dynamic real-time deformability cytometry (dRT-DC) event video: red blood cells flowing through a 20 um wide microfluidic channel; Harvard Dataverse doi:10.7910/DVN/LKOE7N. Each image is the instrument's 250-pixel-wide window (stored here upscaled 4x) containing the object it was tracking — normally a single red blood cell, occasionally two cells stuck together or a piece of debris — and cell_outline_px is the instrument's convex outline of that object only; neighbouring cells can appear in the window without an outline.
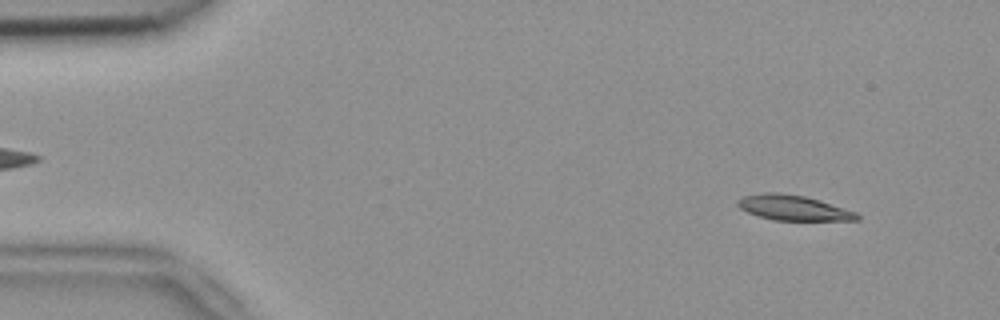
{"species": "common noctule bat (a hibernating species)", "species_latin": "Nyctalus noctula", "temperature_condition": "room temperature", "stored_images_in_passage": 52, "camera_frame_rate_fps": 3000, "um_per_image_px": 0.085, "animal": {"sex": "female", "body_mass_g": 18.4}, "frame": {"image": 1, "passage_image": 4, "time_ms": 1.0, "image_size_px": [1000, 320], "cell_outline_px": [[860, 220], [772, 220], [748, 212], [740, 208], [736, 204], [736, 200], [744, 196], [764, 192], [780, 192], [804, 196], [820, 200], [856, 212], [860, 216]], "centroid_in_image_um": [67.42, 17.65], "position_along_channel_um": 17.6, "area_um2": 17.46}}
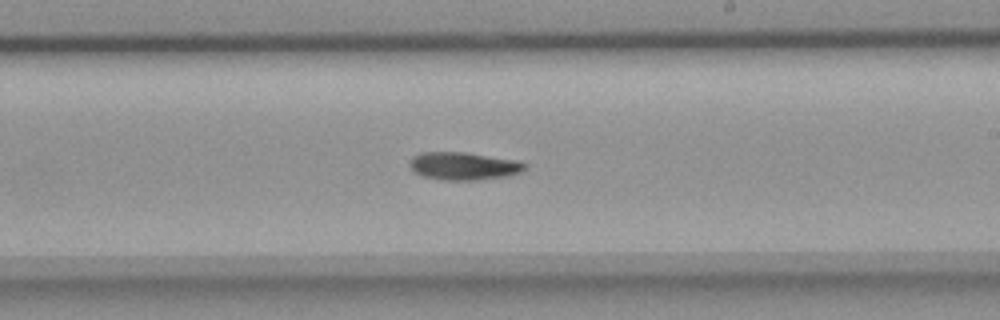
{"frame": {"image": 2, "passage_image": 30, "time_ms": 9.667, "image_size_px": [1000, 320], "cell_outline_px": [[528, 168], [520, 172], [508, 176], [476, 180], [444, 180], [424, 176], [416, 172], [408, 164], [408, 160], [412, 156], [420, 152], [464, 152], [520, 160], [528, 164]], "centroid_in_image_um": [39.45, 14.1], "position_along_channel_um": 249.6, "area_um2": 18.9}}
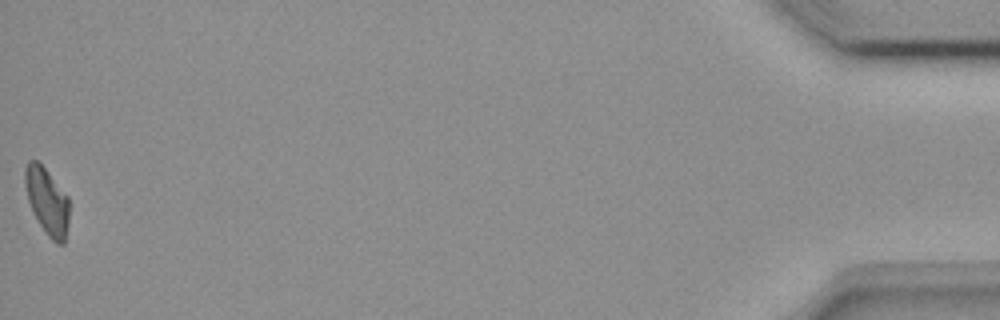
{"frame": {"image": 3, "passage_image": 52, "time_ms": 17.0, "image_size_px": [1000, 320], "cell_outline_px": [[68, 224], [64, 244], [56, 244], [48, 236], [32, 212], [28, 200], [24, 184], [24, 168], [28, 160], [36, 160], [44, 168], [68, 196]], "centroid_in_image_um": [3.98, 17.1], "position_along_channel_um": 431.2, "area_um2": 17.11}}